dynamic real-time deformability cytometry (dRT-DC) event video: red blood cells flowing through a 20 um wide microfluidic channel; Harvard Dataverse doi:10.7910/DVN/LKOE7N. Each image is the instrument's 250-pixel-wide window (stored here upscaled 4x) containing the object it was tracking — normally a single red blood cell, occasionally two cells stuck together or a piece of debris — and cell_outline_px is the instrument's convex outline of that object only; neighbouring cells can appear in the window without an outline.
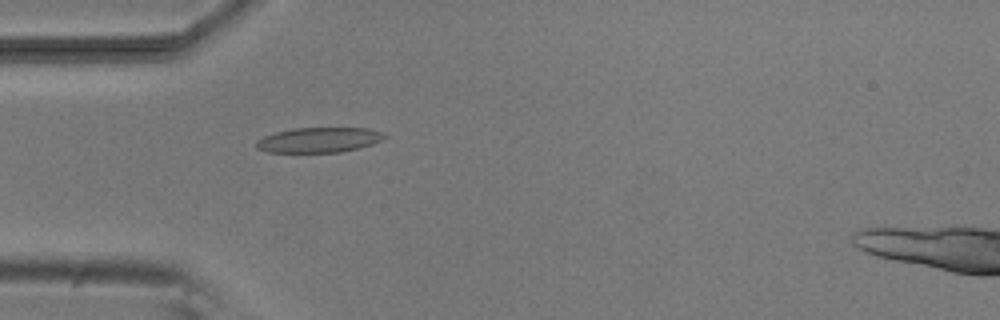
{"species": "common noctule bat (a hibernating species)", "species_latin": "Nyctalus noctula", "temperature_condition": "room temperature", "stored_images_in_passage": 52, "camera_frame_rate_fps": 3000, "um_per_image_px": 0.085, "animal": {"sex": "male", "body_mass_g": 20.5, "forearm_length_mm": 52.5}, "frame": {"image": 1, "passage_image": 15, "time_ms": 4.667, "image_size_px": [1000, 320], "cell_outline_px": [[388, 136], [372, 144], [360, 148], [340, 152], [268, 152], [256, 148], [256, 140], [264, 136], [276, 132], [292, 128], [368, 128], [384, 132]], "centroid_in_image_um": [27.12, 11.89], "position_along_channel_um": 57.9, "area_um2": 18.79}}
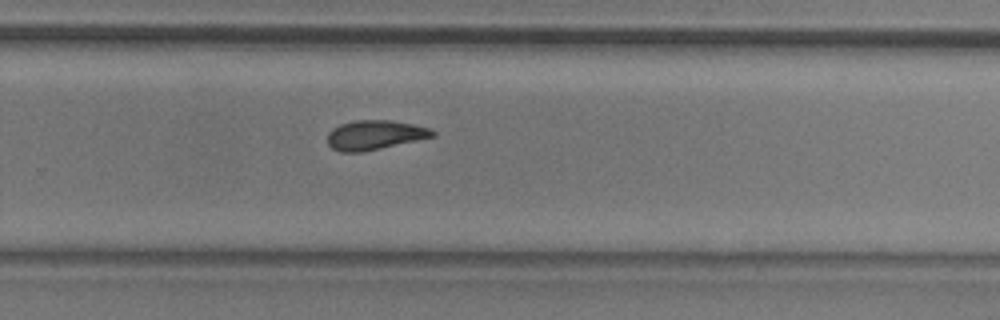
{"frame": {"image": 2, "passage_image": 34, "time_ms": 11.0, "image_size_px": [1000, 320], "cell_outline_px": [[436, 136], [380, 148], [360, 152], [340, 152], [332, 148], [328, 144], [328, 132], [332, 128], [340, 124], [356, 120], [392, 120], [412, 124], [428, 128], [436, 132]], "centroid_in_image_um": [31.83, 11.47], "position_along_channel_um": 298.0, "area_um2": 17.92}}
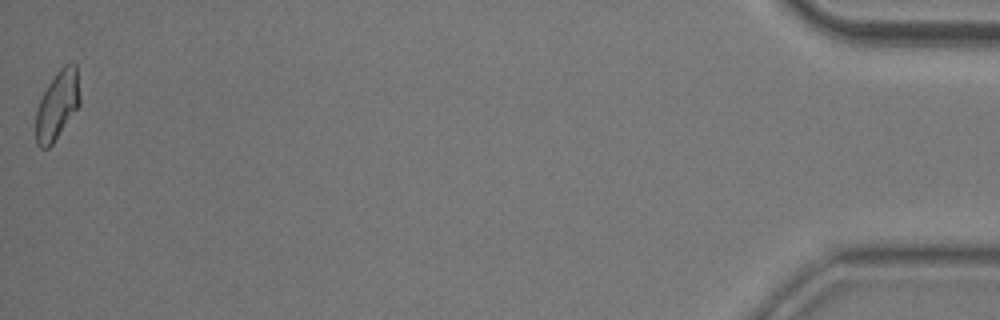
{"frame": {"image": 3, "passage_image": 52, "time_ms": 17.0, "image_size_px": [1000, 320], "cell_outline_px": [[80, 104], [52, 144], [48, 148], [40, 148], [36, 144], [36, 112], [40, 100], [48, 84], [56, 72], [64, 64], [76, 64], [80, 96]], "centroid_in_image_um": [4.87, 8.94], "position_along_channel_um": 430.3, "area_um2": 17.4}, "authors_computed_cell_mechanics": {"area_um2": 18.207, "velocity_mm_per_s": 3.8326, "shape_relaxation_time_tau1_ms": 4.2063, "shape_relaxation_time_tau2_ms": 4.6172, "deformation_change_tau1": 0.1236, "deformation_change_tau2": 0.0952}}